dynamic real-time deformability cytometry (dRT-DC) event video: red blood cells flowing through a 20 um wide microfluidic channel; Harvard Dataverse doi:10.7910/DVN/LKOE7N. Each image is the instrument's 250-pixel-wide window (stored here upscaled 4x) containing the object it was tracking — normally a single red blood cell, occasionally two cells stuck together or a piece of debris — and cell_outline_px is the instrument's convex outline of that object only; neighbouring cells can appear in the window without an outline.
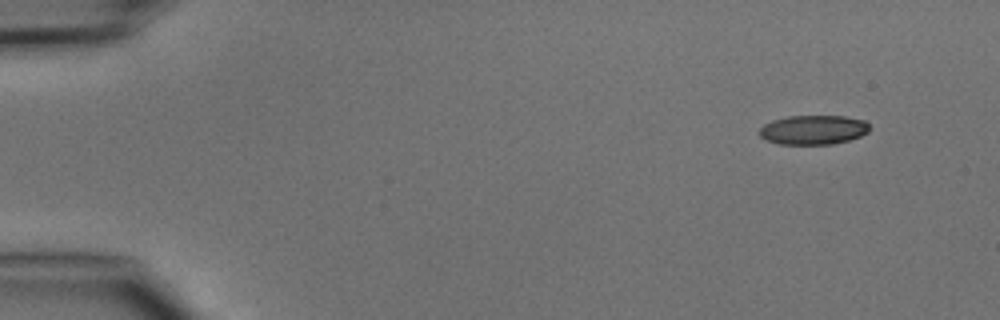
{"species": "common noctule bat (a hibernating species)", "species_latin": "Nyctalus noctula", "temperature_condition": "cold", "stored_images_in_passage": 5, "segment_of_instrument_passage": [1, 2], "camera_frame_rate_fps": 3000, "um_per_image_px": 0.085, "animal": {"sex": "male", "body_mass_g": 15.6}, "frame": {"image": 1, "passage_image": 1, "time_ms": 0.0, "image_size_px": [1000, 320], "cell_outline_px": [[872, 128], [868, 132], [860, 136], [848, 140], [832, 144], [780, 144], [768, 140], [760, 136], [760, 128], [764, 124], [772, 120], [788, 116], [844, 116], [864, 120]], "centroid_in_image_um": [69.16, 11.03], "position_along_channel_um": 15.8, "area_um2": 18.79}}